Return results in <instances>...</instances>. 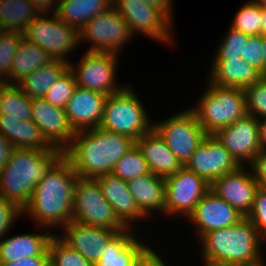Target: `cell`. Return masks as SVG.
Returning <instances> with one entry per match:
<instances>
[{
	"label": "cell",
	"instance_id": "6da1fadb",
	"mask_svg": "<svg viewBox=\"0 0 266 266\" xmlns=\"http://www.w3.org/2000/svg\"><path fill=\"white\" fill-rule=\"evenodd\" d=\"M78 177L72 164L63 156L35 186L22 215L29 216L43 229L67 225L72 220Z\"/></svg>",
	"mask_w": 266,
	"mask_h": 266
},
{
	"label": "cell",
	"instance_id": "7a4b0ae2",
	"mask_svg": "<svg viewBox=\"0 0 266 266\" xmlns=\"http://www.w3.org/2000/svg\"><path fill=\"white\" fill-rule=\"evenodd\" d=\"M136 141L101 127L76 132L64 157L82 178H96L113 171L116 162Z\"/></svg>",
	"mask_w": 266,
	"mask_h": 266
},
{
	"label": "cell",
	"instance_id": "3957f363",
	"mask_svg": "<svg viewBox=\"0 0 266 266\" xmlns=\"http://www.w3.org/2000/svg\"><path fill=\"white\" fill-rule=\"evenodd\" d=\"M262 241L247 217L230 227L207 232L199 239L205 266H263Z\"/></svg>",
	"mask_w": 266,
	"mask_h": 266
},
{
	"label": "cell",
	"instance_id": "277c9868",
	"mask_svg": "<svg viewBox=\"0 0 266 266\" xmlns=\"http://www.w3.org/2000/svg\"><path fill=\"white\" fill-rule=\"evenodd\" d=\"M63 156L64 152L57 148H15L7 165L0 171V196L23 209L35 186Z\"/></svg>",
	"mask_w": 266,
	"mask_h": 266
},
{
	"label": "cell",
	"instance_id": "5b68a950",
	"mask_svg": "<svg viewBox=\"0 0 266 266\" xmlns=\"http://www.w3.org/2000/svg\"><path fill=\"white\" fill-rule=\"evenodd\" d=\"M197 106L190 107L206 134H215L247 114L242 88L220 87L208 81Z\"/></svg>",
	"mask_w": 266,
	"mask_h": 266
},
{
	"label": "cell",
	"instance_id": "8992f818",
	"mask_svg": "<svg viewBox=\"0 0 266 266\" xmlns=\"http://www.w3.org/2000/svg\"><path fill=\"white\" fill-rule=\"evenodd\" d=\"M132 85L107 96L100 127L131 137L135 141L154 128ZM152 123V124H151Z\"/></svg>",
	"mask_w": 266,
	"mask_h": 266
},
{
	"label": "cell",
	"instance_id": "52a82bcc",
	"mask_svg": "<svg viewBox=\"0 0 266 266\" xmlns=\"http://www.w3.org/2000/svg\"><path fill=\"white\" fill-rule=\"evenodd\" d=\"M48 18L46 13H40L23 33L28 41L46 51L52 59L69 62L68 54L82 43L80 31L64 21L54 12Z\"/></svg>",
	"mask_w": 266,
	"mask_h": 266
},
{
	"label": "cell",
	"instance_id": "ba28073f",
	"mask_svg": "<svg viewBox=\"0 0 266 266\" xmlns=\"http://www.w3.org/2000/svg\"><path fill=\"white\" fill-rule=\"evenodd\" d=\"M72 220L86 225L123 231L126 227L114 214L94 178L78 177L73 197Z\"/></svg>",
	"mask_w": 266,
	"mask_h": 266
},
{
	"label": "cell",
	"instance_id": "9c48e42d",
	"mask_svg": "<svg viewBox=\"0 0 266 266\" xmlns=\"http://www.w3.org/2000/svg\"><path fill=\"white\" fill-rule=\"evenodd\" d=\"M154 123V128L183 166L207 135L191 108Z\"/></svg>",
	"mask_w": 266,
	"mask_h": 266
},
{
	"label": "cell",
	"instance_id": "30bf717a",
	"mask_svg": "<svg viewBox=\"0 0 266 266\" xmlns=\"http://www.w3.org/2000/svg\"><path fill=\"white\" fill-rule=\"evenodd\" d=\"M133 36L129 24L114 6L100 12L80 30V41L92 44L87 51L113 54H119Z\"/></svg>",
	"mask_w": 266,
	"mask_h": 266
},
{
	"label": "cell",
	"instance_id": "8fae6325",
	"mask_svg": "<svg viewBox=\"0 0 266 266\" xmlns=\"http://www.w3.org/2000/svg\"><path fill=\"white\" fill-rule=\"evenodd\" d=\"M117 56L108 52L86 51L77 66L69 61L68 68L75 77L76 86L107 96L120 92L127 84L120 87L116 84Z\"/></svg>",
	"mask_w": 266,
	"mask_h": 266
},
{
	"label": "cell",
	"instance_id": "7c38bea8",
	"mask_svg": "<svg viewBox=\"0 0 266 266\" xmlns=\"http://www.w3.org/2000/svg\"><path fill=\"white\" fill-rule=\"evenodd\" d=\"M113 6L129 24L133 35L141 32L157 42L173 44V21L161 8L143 0H113Z\"/></svg>",
	"mask_w": 266,
	"mask_h": 266
},
{
	"label": "cell",
	"instance_id": "4fadbf2b",
	"mask_svg": "<svg viewBox=\"0 0 266 266\" xmlns=\"http://www.w3.org/2000/svg\"><path fill=\"white\" fill-rule=\"evenodd\" d=\"M165 183L166 216L186 215L188 218L195 205L210 190V184L204 178L185 166L165 178Z\"/></svg>",
	"mask_w": 266,
	"mask_h": 266
},
{
	"label": "cell",
	"instance_id": "5bb4252c",
	"mask_svg": "<svg viewBox=\"0 0 266 266\" xmlns=\"http://www.w3.org/2000/svg\"><path fill=\"white\" fill-rule=\"evenodd\" d=\"M184 166L211 184L241 165L214 134H207Z\"/></svg>",
	"mask_w": 266,
	"mask_h": 266
},
{
	"label": "cell",
	"instance_id": "9a60e30c",
	"mask_svg": "<svg viewBox=\"0 0 266 266\" xmlns=\"http://www.w3.org/2000/svg\"><path fill=\"white\" fill-rule=\"evenodd\" d=\"M31 109V119L39 127L46 142L64 152L76 134L65 109L50 104L43 97L32 98Z\"/></svg>",
	"mask_w": 266,
	"mask_h": 266
},
{
	"label": "cell",
	"instance_id": "2e32d148",
	"mask_svg": "<svg viewBox=\"0 0 266 266\" xmlns=\"http://www.w3.org/2000/svg\"><path fill=\"white\" fill-rule=\"evenodd\" d=\"M214 135L241 166L250 164L261 150L259 120L248 114Z\"/></svg>",
	"mask_w": 266,
	"mask_h": 266
},
{
	"label": "cell",
	"instance_id": "e0dca14e",
	"mask_svg": "<svg viewBox=\"0 0 266 266\" xmlns=\"http://www.w3.org/2000/svg\"><path fill=\"white\" fill-rule=\"evenodd\" d=\"M243 165L214 180L210 184L217 196L224 199L240 214L247 217L250 213L257 189L259 188L252 172Z\"/></svg>",
	"mask_w": 266,
	"mask_h": 266
},
{
	"label": "cell",
	"instance_id": "ac0fdd59",
	"mask_svg": "<svg viewBox=\"0 0 266 266\" xmlns=\"http://www.w3.org/2000/svg\"><path fill=\"white\" fill-rule=\"evenodd\" d=\"M243 218L242 214L212 190H209L201 198L188 216L189 221L197 227L196 232H198L199 239L207 232L230 227Z\"/></svg>",
	"mask_w": 266,
	"mask_h": 266
},
{
	"label": "cell",
	"instance_id": "d6986e66",
	"mask_svg": "<svg viewBox=\"0 0 266 266\" xmlns=\"http://www.w3.org/2000/svg\"><path fill=\"white\" fill-rule=\"evenodd\" d=\"M63 236L58 237L69 247L77 250L93 266L100 259L106 244L117 233L105 227L86 225L71 220L63 226Z\"/></svg>",
	"mask_w": 266,
	"mask_h": 266
},
{
	"label": "cell",
	"instance_id": "ffe728a7",
	"mask_svg": "<svg viewBox=\"0 0 266 266\" xmlns=\"http://www.w3.org/2000/svg\"><path fill=\"white\" fill-rule=\"evenodd\" d=\"M107 95L76 86L65 112L75 132L100 127Z\"/></svg>",
	"mask_w": 266,
	"mask_h": 266
},
{
	"label": "cell",
	"instance_id": "44dd1931",
	"mask_svg": "<svg viewBox=\"0 0 266 266\" xmlns=\"http://www.w3.org/2000/svg\"><path fill=\"white\" fill-rule=\"evenodd\" d=\"M102 193L112 206L114 214L126 228H133L132 221L147 219L138 209L127 183L112 173L95 178Z\"/></svg>",
	"mask_w": 266,
	"mask_h": 266
},
{
	"label": "cell",
	"instance_id": "7402d4cb",
	"mask_svg": "<svg viewBox=\"0 0 266 266\" xmlns=\"http://www.w3.org/2000/svg\"><path fill=\"white\" fill-rule=\"evenodd\" d=\"M136 144L142 151L150 172L158 177L165 179L183 167L155 128L137 139Z\"/></svg>",
	"mask_w": 266,
	"mask_h": 266
},
{
	"label": "cell",
	"instance_id": "603a6c76",
	"mask_svg": "<svg viewBox=\"0 0 266 266\" xmlns=\"http://www.w3.org/2000/svg\"><path fill=\"white\" fill-rule=\"evenodd\" d=\"M140 212L147 218L151 212L166 214L165 179L149 173L126 182Z\"/></svg>",
	"mask_w": 266,
	"mask_h": 266
},
{
	"label": "cell",
	"instance_id": "cb8c5ba5",
	"mask_svg": "<svg viewBox=\"0 0 266 266\" xmlns=\"http://www.w3.org/2000/svg\"><path fill=\"white\" fill-rule=\"evenodd\" d=\"M131 230L126 228L117 232L106 244L94 266H135L137 259L149 246L135 237Z\"/></svg>",
	"mask_w": 266,
	"mask_h": 266
},
{
	"label": "cell",
	"instance_id": "d4e9b609",
	"mask_svg": "<svg viewBox=\"0 0 266 266\" xmlns=\"http://www.w3.org/2000/svg\"><path fill=\"white\" fill-rule=\"evenodd\" d=\"M261 77V73L242 58H234L213 60L209 79L207 80L220 87L245 89Z\"/></svg>",
	"mask_w": 266,
	"mask_h": 266
},
{
	"label": "cell",
	"instance_id": "484cf974",
	"mask_svg": "<svg viewBox=\"0 0 266 266\" xmlns=\"http://www.w3.org/2000/svg\"><path fill=\"white\" fill-rule=\"evenodd\" d=\"M54 234L28 233L0 240V262H13L24 257H49L48 245Z\"/></svg>",
	"mask_w": 266,
	"mask_h": 266
},
{
	"label": "cell",
	"instance_id": "4316f807",
	"mask_svg": "<svg viewBox=\"0 0 266 266\" xmlns=\"http://www.w3.org/2000/svg\"><path fill=\"white\" fill-rule=\"evenodd\" d=\"M52 60L46 51L22 37L12 61L11 75L3 83L17 85L26 76Z\"/></svg>",
	"mask_w": 266,
	"mask_h": 266
},
{
	"label": "cell",
	"instance_id": "83f0119b",
	"mask_svg": "<svg viewBox=\"0 0 266 266\" xmlns=\"http://www.w3.org/2000/svg\"><path fill=\"white\" fill-rule=\"evenodd\" d=\"M113 6V0H58L55 14L79 31L93 17Z\"/></svg>",
	"mask_w": 266,
	"mask_h": 266
},
{
	"label": "cell",
	"instance_id": "f1b7e54d",
	"mask_svg": "<svg viewBox=\"0 0 266 266\" xmlns=\"http://www.w3.org/2000/svg\"><path fill=\"white\" fill-rule=\"evenodd\" d=\"M68 68V62L53 59L22 79L17 86L30 98H42Z\"/></svg>",
	"mask_w": 266,
	"mask_h": 266
},
{
	"label": "cell",
	"instance_id": "f546056e",
	"mask_svg": "<svg viewBox=\"0 0 266 266\" xmlns=\"http://www.w3.org/2000/svg\"><path fill=\"white\" fill-rule=\"evenodd\" d=\"M39 14L29 0H5L0 3V26L23 34Z\"/></svg>",
	"mask_w": 266,
	"mask_h": 266
},
{
	"label": "cell",
	"instance_id": "4dcf8cb0",
	"mask_svg": "<svg viewBox=\"0 0 266 266\" xmlns=\"http://www.w3.org/2000/svg\"><path fill=\"white\" fill-rule=\"evenodd\" d=\"M31 113V99L17 85L0 83V116L24 121L32 118Z\"/></svg>",
	"mask_w": 266,
	"mask_h": 266
},
{
	"label": "cell",
	"instance_id": "1f68e13d",
	"mask_svg": "<svg viewBox=\"0 0 266 266\" xmlns=\"http://www.w3.org/2000/svg\"><path fill=\"white\" fill-rule=\"evenodd\" d=\"M111 173L127 182L151 172L142 151L135 144L116 162Z\"/></svg>",
	"mask_w": 266,
	"mask_h": 266
},
{
	"label": "cell",
	"instance_id": "d6a6232c",
	"mask_svg": "<svg viewBox=\"0 0 266 266\" xmlns=\"http://www.w3.org/2000/svg\"><path fill=\"white\" fill-rule=\"evenodd\" d=\"M262 8L256 0L246 2L235 14L230 27L253 36L261 34Z\"/></svg>",
	"mask_w": 266,
	"mask_h": 266
},
{
	"label": "cell",
	"instance_id": "836d02e7",
	"mask_svg": "<svg viewBox=\"0 0 266 266\" xmlns=\"http://www.w3.org/2000/svg\"><path fill=\"white\" fill-rule=\"evenodd\" d=\"M48 252L50 266H93L77 250L63 242L58 234L50 239Z\"/></svg>",
	"mask_w": 266,
	"mask_h": 266
},
{
	"label": "cell",
	"instance_id": "e575fe53",
	"mask_svg": "<svg viewBox=\"0 0 266 266\" xmlns=\"http://www.w3.org/2000/svg\"><path fill=\"white\" fill-rule=\"evenodd\" d=\"M75 88V77L72 71L67 68L53 86L48 89L43 98L50 104L65 109Z\"/></svg>",
	"mask_w": 266,
	"mask_h": 266
},
{
	"label": "cell",
	"instance_id": "d590c367",
	"mask_svg": "<svg viewBox=\"0 0 266 266\" xmlns=\"http://www.w3.org/2000/svg\"><path fill=\"white\" fill-rule=\"evenodd\" d=\"M15 148H27L36 150L52 149L44 137L39 127L32 119L19 122L18 136L12 142Z\"/></svg>",
	"mask_w": 266,
	"mask_h": 266
},
{
	"label": "cell",
	"instance_id": "8d00e7d4",
	"mask_svg": "<svg viewBox=\"0 0 266 266\" xmlns=\"http://www.w3.org/2000/svg\"><path fill=\"white\" fill-rule=\"evenodd\" d=\"M244 90L247 114L258 120L266 118V77Z\"/></svg>",
	"mask_w": 266,
	"mask_h": 266
},
{
	"label": "cell",
	"instance_id": "74e56055",
	"mask_svg": "<svg viewBox=\"0 0 266 266\" xmlns=\"http://www.w3.org/2000/svg\"><path fill=\"white\" fill-rule=\"evenodd\" d=\"M249 35L242 31L229 27V31L225 35L223 41L218 46L215 60H230L241 58L244 55V48Z\"/></svg>",
	"mask_w": 266,
	"mask_h": 266
},
{
	"label": "cell",
	"instance_id": "f35d334b",
	"mask_svg": "<svg viewBox=\"0 0 266 266\" xmlns=\"http://www.w3.org/2000/svg\"><path fill=\"white\" fill-rule=\"evenodd\" d=\"M22 37V33L9 31H4L0 37V83L11 75L12 61Z\"/></svg>",
	"mask_w": 266,
	"mask_h": 266
},
{
	"label": "cell",
	"instance_id": "ab89813d",
	"mask_svg": "<svg viewBox=\"0 0 266 266\" xmlns=\"http://www.w3.org/2000/svg\"><path fill=\"white\" fill-rule=\"evenodd\" d=\"M247 218L257 229L260 238L266 242V189L258 188L253 201L252 209Z\"/></svg>",
	"mask_w": 266,
	"mask_h": 266
},
{
	"label": "cell",
	"instance_id": "60d3db41",
	"mask_svg": "<svg viewBox=\"0 0 266 266\" xmlns=\"http://www.w3.org/2000/svg\"><path fill=\"white\" fill-rule=\"evenodd\" d=\"M246 63L257 69L263 77L262 35L249 36L244 48V55L241 57Z\"/></svg>",
	"mask_w": 266,
	"mask_h": 266
},
{
	"label": "cell",
	"instance_id": "b9f144b4",
	"mask_svg": "<svg viewBox=\"0 0 266 266\" xmlns=\"http://www.w3.org/2000/svg\"><path fill=\"white\" fill-rule=\"evenodd\" d=\"M20 216H23L22 209L14 202L0 196V240L12 228L15 222L14 220H17Z\"/></svg>",
	"mask_w": 266,
	"mask_h": 266
},
{
	"label": "cell",
	"instance_id": "7bdbcfd3",
	"mask_svg": "<svg viewBox=\"0 0 266 266\" xmlns=\"http://www.w3.org/2000/svg\"><path fill=\"white\" fill-rule=\"evenodd\" d=\"M248 166L258 186L266 189V150L261 149Z\"/></svg>",
	"mask_w": 266,
	"mask_h": 266
},
{
	"label": "cell",
	"instance_id": "ee69618b",
	"mask_svg": "<svg viewBox=\"0 0 266 266\" xmlns=\"http://www.w3.org/2000/svg\"><path fill=\"white\" fill-rule=\"evenodd\" d=\"M19 122L20 120L8 115L0 116V133L13 142L18 136Z\"/></svg>",
	"mask_w": 266,
	"mask_h": 266
},
{
	"label": "cell",
	"instance_id": "f6af8a7d",
	"mask_svg": "<svg viewBox=\"0 0 266 266\" xmlns=\"http://www.w3.org/2000/svg\"><path fill=\"white\" fill-rule=\"evenodd\" d=\"M135 266H168V264L151 247H148L137 259Z\"/></svg>",
	"mask_w": 266,
	"mask_h": 266
},
{
	"label": "cell",
	"instance_id": "bcb514c9",
	"mask_svg": "<svg viewBox=\"0 0 266 266\" xmlns=\"http://www.w3.org/2000/svg\"><path fill=\"white\" fill-rule=\"evenodd\" d=\"M49 257H24L13 262H0V266H48Z\"/></svg>",
	"mask_w": 266,
	"mask_h": 266
},
{
	"label": "cell",
	"instance_id": "7dc6e473",
	"mask_svg": "<svg viewBox=\"0 0 266 266\" xmlns=\"http://www.w3.org/2000/svg\"><path fill=\"white\" fill-rule=\"evenodd\" d=\"M15 147L2 133H0V171L7 165Z\"/></svg>",
	"mask_w": 266,
	"mask_h": 266
},
{
	"label": "cell",
	"instance_id": "c3c4849f",
	"mask_svg": "<svg viewBox=\"0 0 266 266\" xmlns=\"http://www.w3.org/2000/svg\"><path fill=\"white\" fill-rule=\"evenodd\" d=\"M34 7L39 11V13H47L49 10H54L55 13L58 0H29ZM53 6V7H52Z\"/></svg>",
	"mask_w": 266,
	"mask_h": 266
},
{
	"label": "cell",
	"instance_id": "681fc988",
	"mask_svg": "<svg viewBox=\"0 0 266 266\" xmlns=\"http://www.w3.org/2000/svg\"><path fill=\"white\" fill-rule=\"evenodd\" d=\"M149 5L161 8L171 19L173 18L172 0H143Z\"/></svg>",
	"mask_w": 266,
	"mask_h": 266
},
{
	"label": "cell",
	"instance_id": "f907efd6",
	"mask_svg": "<svg viewBox=\"0 0 266 266\" xmlns=\"http://www.w3.org/2000/svg\"><path fill=\"white\" fill-rule=\"evenodd\" d=\"M260 146L266 150V118L259 120Z\"/></svg>",
	"mask_w": 266,
	"mask_h": 266
},
{
	"label": "cell",
	"instance_id": "816d5d0a",
	"mask_svg": "<svg viewBox=\"0 0 266 266\" xmlns=\"http://www.w3.org/2000/svg\"><path fill=\"white\" fill-rule=\"evenodd\" d=\"M262 49H263V52H264L263 77H266V35H262Z\"/></svg>",
	"mask_w": 266,
	"mask_h": 266
},
{
	"label": "cell",
	"instance_id": "f5cc1de1",
	"mask_svg": "<svg viewBox=\"0 0 266 266\" xmlns=\"http://www.w3.org/2000/svg\"><path fill=\"white\" fill-rule=\"evenodd\" d=\"M263 22L261 23V35H266V9L262 8Z\"/></svg>",
	"mask_w": 266,
	"mask_h": 266
},
{
	"label": "cell",
	"instance_id": "db71d44e",
	"mask_svg": "<svg viewBox=\"0 0 266 266\" xmlns=\"http://www.w3.org/2000/svg\"><path fill=\"white\" fill-rule=\"evenodd\" d=\"M256 1L260 4L261 8L266 9V0H256Z\"/></svg>",
	"mask_w": 266,
	"mask_h": 266
},
{
	"label": "cell",
	"instance_id": "11a10c76",
	"mask_svg": "<svg viewBox=\"0 0 266 266\" xmlns=\"http://www.w3.org/2000/svg\"><path fill=\"white\" fill-rule=\"evenodd\" d=\"M4 29L0 26V37H1V35L4 33Z\"/></svg>",
	"mask_w": 266,
	"mask_h": 266
}]
</instances>
